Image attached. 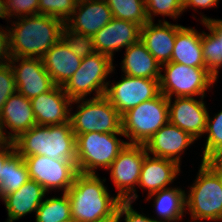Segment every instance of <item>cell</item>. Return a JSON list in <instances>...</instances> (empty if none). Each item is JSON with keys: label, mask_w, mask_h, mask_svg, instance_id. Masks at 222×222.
<instances>
[{"label": "cell", "mask_w": 222, "mask_h": 222, "mask_svg": "<svg viewBox=\"0 0 222 222\" xmlns=\"http://www.w3.org/2000/svg\"><path fill=\"white\" fill-rule=\"evenodd\" d=\"M7 23L11 57L42 58L65 36V23L44 14L25 16Z\"/></svg>", "instance_id": "cell-1"}, {"label": "cell", "mask_w": 222, "mask_h": 222, "mask_svg": "<svg viewBox=\"0 0 222 222\" xmlns=\"http://www.w3.org/2000/svg\"><path fill=\"white\" fill-rule=\"evenodd\" d=\"M200 163L185 191L186 214L190 215L186 222H222L221 162L214 159Z\"/></svg>", "instance_id": "cell-2"}, {"label": "cell", "mask_w": 222, "mask_h": 222, "mask_svg": "<svg viewBox=\"0 0 222 222\" xmlns=\"http://www.w3.org/2000/svg\"><path fill=\"white\" fill-rule=\"evenodd\" d=\"M99 175L78 173L66 192L74 222H93L117 212L121 200L116 194L112 195L105 184L107 179Z\"/></svg>", "instance_id": "cell-3"}, {"label": "cell", "mask_w": 222, "mask_h": 222, "mask_svg": "<svg viewBox=\"0 0 222 222\" xmlns=\"http://www.w3.org/2000/svg\"><path fill=\"white\" fill-rule=\"evenodd\" d=\"M23 157L42 155L52 160L76 161V136L71 122L60 125H35L14 141Z\"/></svg>", "instance_id": "cell-4"}, {"label": "cell", "mask_w": 222, "mask_h": 222, "mask_svg": "<svg viewBox=\"0 0 222 222\" xmlns=\"http://www.w3.org/2000/svg\"><path fill=\"white\" fill-rule=\"evenodd\" d=\"M114 64L109 56L87 49L80 67L62 88L71 100L103 96L108 78L116 73Z\"/></svg>", "instance_id": "cell-5"}, {"label": "cell", "mask_w": 222, "mask_h": 222, "mask_svg": "<svg viewBox=\"0 0 222 222\" xmlns=\"http://www.w3.org/2000/svg\"><path fill=\"white\" fill-rule=\"evenodd\" d=\"M123 133L90 132L76 137V167L78 173L98 174L107 170L127 141Z\"/></svg>", "instance_id": "cell-6"}, {"label": "cell", "mask_w": 222, "mask_h": 222, "mask_svg": "<svg viewBox=\"0 0 222 222\" xmlns=\"http://www.w3.org/2000/svg\"><path fill=\"white\" fill-rule=\"evenodd\" d=\"M70 122L76 137L90 132L123 133L121 115L104 95L72 100Z\"/></svg>", "instance_id": "cell-7"}, {"label": "cell", "mask_w": 222, "mask_h": 222, "mask_svg": "<svg viewBox=\"0 0 222 222\" xmlns=\"http://www.w3.org/2000/svg\"><path fill=\"white\" fill-rule=\"evenodd\" d=\"M160 73V92L167 98L207 97V92H212L218 83L207 68L189 67L177 62L162 64Z\"/></svg>", "instance_id": "cell-8"}, {"label": "cell", "mask_w": 222, "mask_h": 222, "mask_svg": "<svg viewBox=\"0 0 222 222\" xmlns=\"http://www.w3.org/2000/svg\"><path fill=\"white\" fill-rule=\"evenodd\" d=\"M122 132L128 144H145L169 122L168 98L157 97L140 103L122 116Z\"/></svg>", "instance_id": "cell-9"}, {"label": "cell", "mask_w": 222, "mask_h": 222, "mask_svg": "<svg viewBox=\"0 0 222 222\" xmlns=\"http://www.w3.org/2000/svg\"><path fill=\"white\" fill-rule=\"evenodd\" d=\"M146 152L143 144H126L106 170L121 201L134 203L139 199L137 186Z\"/></svg>", "instance_id": "cell-10"}, {"label": "cell", "mask_w": 222, "mask_h": 222, "mask_svg": "<svg viewBox=\"0 0 222 222\" xmlns=\"http://www.w3.org/2000/svg\"><path fill=\"white\" fill-rule=\"evenodd\" d=\"M117 82L109 80L104 96L122 116L140 103L157 97L159 79L132 77L122 74Z\"/></svg>", "instance_id": "cell-11"}, {"label": "cell", "mask_w": 222, "mask_h": 222, "mask_svg": "<svg viewBox=\"0 0 222 222\" xmlns=\"http://www.w3.org/2000/svg\"><path fill=\"white\" fill-rule=\"evenodd\" d=\"M30 180L36 181L48 193L67 192L78 174L76 161L52 160L48 156L34 155L24 158Z\"/></svg>", "instance_id": "cell-12"}, {"label": "cell", "mask_w": 222, "mask_h": 222, "mask_svg": "<svg viewBox=\"0 0 222 222\" xmlns=\"http://www.w3.org/2000/svg\"><path fill=\"white\" fill-rule=\"evenodd\" d=\"M87 49L85 42L65 35L43 55V65L55 85L63 86L72 77Z\"/></svg>", "instance_id": "cell-13"}, {"label": "cell", "mask_w": 222, "mask_h": 222, "mask_svg": "<svg viewBox=\"0 0 222 222\" xmlns=\"http://www.w3.org/2000/svg\"><path fill=\"white\" fill-rule=\"evenodd\" d=\"M112 19V11L105 0H78L73 14L65 22V35L87 43Z\"/></svg>", "instance_id": "cell-14"}, {"label": "cell", "mask_w": 222, "mask_h": 222, "mask_svg": "<svg viewBox=\"0 0 222 222\" xmlns=\"http://www.w3.org/2000/svg\"><path fill=\"white\" fill-rule=\"evenodd\" d=\"M141 26L118 18H113L86 43L87 48L109 56L113 61L116 52L126 49L140 40Z\"/></svg>", "instance_id": "cell-15"}, {"label": "cell", "mask_w": 222, "mask_h": 222, "mask_svg": "<svg viewBox=\"0 0 222 222\" xmlns=\"http://www.w3.org/2000/svg\"><path fill=\"white\" fill-rule=\"evenodd\" d=\"M206 97L168 98L169 122L189 133L197 141L205 133L209 107Z\"/></svg>", "instance_id": "cell-16"}, {"label": "cell", "mask_w": 222, "mask_h": 222, "mask_svg": "<svg viewBox=\"0 0 222 222\" xmlns=\"http://www.w3.org/2000/svg\"><path fill=\"white\" fill-rule=\"evenodd\" d=\"M17 92L27 99H32L50 91L55 84L45 70L42 58L10 57Z\"/></svg>", "instance_id": "cell-17"}, {"label": "cell", "mask_w": 222, "mask_h": 222, "mask_svg": "<svg viewBox=\"0 0 222 222\" xmlns=\"http://www.w3.org/2000/svg\"><path fill=\"white\" fill-rule=\"evenodd\" d=\"M195 141L189 133L168 122L144 146L149 155L175 161L181 166L183 155Z\"/></svg>", "instance_id": "cell-18"}, {"label": "cell", "mask_w": 222, "mask_h": 222, "mask_svg": "<svg viewBox=\"0 0 222 222\" xmlns=\"http://www.w3.org/2000/svg\"><path fill=\"white\" fill-rule=\"evenodd\" d=\"M35 125L36 119L31 99H27L19 92L13 93L0 112V133L2 138L14 141Z\"/></svg>", "instance_id": "cell-19"}, {"label": "cell", "mask_w": 222, "mask_h": 222, "mask_svg": "<svg viewBox=\"0 0 222 222\" xmlns=\"http://www.w3.org/2000/svg\"><path fill=\"white\" fill-rule=\"evenodd\" d=\"M72 100L62 86L55 85L50 91L31 99L36 125H60L70 122Z\"/></svg>", "instance_id": "cell-20"}, {"label": "cell", "mask_w": 222, "mask_h": 222, "mask_svg": "<svg viewBox=\"0 0 222 222\" xmlns=\"http://www.w3.org/2000/svg\"><path fill=\"white\" fill-rule=\"evenodd\" d=\"M141 27L140 40L160 65L170 62L177 31L183 26L159 18Z\"/></svg>", "instance_id": "cell-21"}, {"label": "cell", "mask_w": 222, "mask_h": 222, "mask_svg": "<svg viewBox=\"0 0 222 222\" xmlns=\"http://www.w3.org/2000/svg\"><path fill=\"white\" fill-rule=\"evenodd\" d=\"M181 169L175 161L147 154L141 167L137 188H141L142 193L147 191L146 196L170 188L181 174Z\"/></svg>", "instance_id": "cell-22"}, {"label": "cell", "mask_w": 222, "mask_h": 222, "mask_svg": "<svg viewBox=\"0 0 222 222\" xmlns=\"http://www.w3.org/2000/svg\"><path fill=\"white\" fill-rule=\"evenodd\" d=\"M47 193L36 181L29 180L17 191L6 195L1 200L7 211L6 222H15L28 214H36Z\"/></svg>", "instance_id": "cell-23"}, {"label": "cell", "mask_w": 222, "mask_h": 222, "mask_svg": "<svg viewBox=\"0 0 222 222\" xmlns=\"http://www.w3.org/2000/svg\"><path fill=\"white\" fill-rule=\"evenodd\" d=\"M152 200L153 216L157 222H183L186 216L185 189L177 185L145 196L146 202ZM155 210V211H154ZM186 222V221H185Z\"/></svg>", "instance_id": "cell-24"}, {"label": "cell", "mask_w": 222, "mask_h": 222, "mask_svg": "<svg viewBox=\"0 0 222 222\" xmlns=\"http://www.w3.org/2000/svg\"><path fill=\"white\" fill-rule=\"evenodd\" d=\"M197 14H200V19L192 14L193 18L198 20L208 31L203 30L201 39L205 68L218 80L219 70L222 69V19L206 16L203 12Z\"/></svg>", "instance_id": "cell-25"}, {"label": "cell", "mask_w": 222, "mask_h": 222, "mask_svg": "<svg viewBox=\"0 0 222 222\" xmlns=\"http://www.w3.org/2000/svg\"><path fill=\"white\" fill-rule=\"evenodd\" d=\"M123 57L119 63L121 74L124 73V75L139 78L160 79L161 65L141 40L127 47Z\"/></svg>", "instance_id": "cell-26"}, {"label": "cell", "mask_w": 222, "mask_h": 222, "mask_svg": "<svg viewBox=\"0 0 222 222\" xmlns=\"http://www.w3.org/2000/svg\"><path fill=\"white\" fill-rule=\"evenodd\" d=\"M202 31L191 26H182L176 33L170 62H177L189 67L205 68L202 53Z\"/></svg>", "instance_id": "cell-27"}, {"label": "cell", "mask_w": 222, "mask_h": 222, "mask_svg": "<svg viewBox=\"0 0 222 222\" xmlns=\"http://www.w3.org/2000/svg\"><path fill=\"white\" fill-rule=\"evenodd\" d=\"M30 180L29 170L24 158L15 150L4 162L0 181V200L17 191Z\"/></svg>", "instance_id": "cell-28"}, {"label": "cell", "mask_w": 222, "mask_h": 222, "mask_svg": "<svg viewBox=\"0 0 222 222\" xmlns=\"http://www.w3.org/2000/svg\"><path fill=\"white\" fill-rule=\"evenodd\" d=\"M42 201L35 214V222L73 221L71 205L66 192L59 196H48ZM48 196V197H47Z\"/></svg>", "instance_id": "cell-29"}, {"label": "cell", "mask_w": 222, "mask_h": 222, "mask_svg": "<svg viewBox=\"0 0 222 222\" xmlns=\"http://www.w3.org/2000/svg\"><path fill=\"white\" fill-rule=\"evenodd\" d=\"M208 111L201 161L218 159L222 155V109L213 116Z\"/></svg>", "instance_id": "cell-30"}, {"label": "cell", "mask_w": 222, "mask_h": 222, "mask_svg": "<svg viewBox=\"0 0 222 222\" xmlns=\"http://www.w3.org/2000/svg\"><path fill=\"white\" fill-rule=\"evenodd\" d=\"M113 18L133 22L141 27L148 21L144 0H105Z\"/></svg>", "instance_id": "cell-31"}, {"label": "cell", "mask_w": 222, "mask_h": 222, "mask_svg": "<svg viewBox=\"0 0 222 222\" xmlns=\"http://www.w3.org/2000/svg\"><path fill=\"white\" fill-rule=\"evenodd\" d=\"M39 0H0V19L7 22L38 14Z\"/></svg>", "instance_id": "cell-32"}, {"label": "cell", "mask_w": 222, "mask_h": 222, "mask_svg": "<svg viewBox=\"0 0 222 222\" xmlns=\"http://www.w3.org/2000/svg\"><path fill=\"white\" fill-rule=\"evenodd\" d=\"M144 3L149 21H155L159 15L177 21L184 13L183 4L179 0H144Z\"/></svg>", "instance_id": "cell-33"}, {"label": "cell", "mask_w": 222, "mask_h": 222, "mask_svg": "<svg viewBox=\"0 0 222 222\" xmlns=\"http://www.w3.org/2000/svg\"><path fill=\"white\" fill-rule=\"evenodd\" d=\"M78 0H39L38 14L55 17L64 23L71 17Z\"/></svg>", "instance_id": "cell-34"}, {"label": "cell", "mask_w": 222, "mask_h": 222, "mask_svg": "<svg viewBox=\"0 0 222 222\" xmlns=\"http://www.w3.org/2000/svg\"><path fill=\"white\" fill-rule=\"evenodd\" d=\"M17 92L14 72L9 62L0 64V112L7 99Z\"/></svg>", "instance_id": "cell-35"}, {"label": "cell", "mask_w": 222, "mask_h": 222, "mask_svg": "<svg viewBox=\"0 0 222 222\" xmlns=\"http://www.w3.org/2000/svg\"><path fill=\"white\" fill-rule=\"evenodd\" d=\"M132 202L121 201L117 208V222H157L149 214L134 209Z\"/></svg>", "instance_id": "cell-36"}, {"label": "cell", "mask_w": 222, "mask_h": 222, "mask_svg": "<svg viewBox=\"0 0 222 222\" xmlns=\"http://www.w3.org/2000/svg\"><path fill=\"white\" fill-rule=\"evenodd\" d=\"M6 24L7 25L5 26L3 24L0 25V64L8 62V60L11 57L10 47H9L8 23Z\"/></svg>", "instance_id": "cell-37"}, {"label": "cell", "mask_w": 222, "mask_h": 222, "mask_svg": "<svg viewBox=\"0 0 222 222\" xmlns=\"http://www.w3.org/2000/svg\"><path fill=\"white\" fill-rule=\"evenodd\" d=\"M220 0H186V2L183 4L184 12H186L188 9L193 10L195 13L200 12L199 9H212V8H218Z\"/></svg>", "instance_id": "cell-38"}, {"label": "cell", "mask_w": 222, "mask_h": 222, "mask_svg": "<svg viewBox=\"0 0 222 222\" xmlns=\"http://www.w3.org/2000/svg\"><path fill=\"white\" fill-rule=\"evenodd\" d=\"M14 151L15 145L13 141L3 139L0 142V181L2 180L3 164Z\"/></svg>", "instance_id": "cell-39"}, {"label": "cell", "mask_w": 222, "mask_h": 222, "mask_svg": "<svg viewBox=\"0 0 222 222\" xmlns=\"http://www.w3.org/2000/svg\"><path fill=\"white\" fill-rule=\"evenodd\" d=\"M93 222H117V212L111 217H107Z\"/></svg>", "instance_id": "cell-40"}, {"label": "cell", "mask_w": 222, "mask_h": 222, "mask_svg": "<svg viewBox=\"0 0 222 222\" xmlns=\"http://www.w3.org/2000/svg\"><path fill=\"white\" fill-rule=\"evenodd\" d=\"M218 160L222 163V155L218 158Z\"/></svg>", "instance_id": "cell-41"}, {"label": "cell", "mask_w": 222, "mask_h": 222, "mask_svg": "<svg viewBox=\"0 0 222 222\" xmlns=\"http://www.w3.org/2000/svg\"><path fill=\"white\" fill-rule=\"evenodd\" d=\"M221 183H222V163H221Z\"/></svg>", "instance_id": "cell-42"}, {"label": "cell", "mask_w": 222, "mask_h": 222, "mask_svg": "<svg viewBox=\"0 0 222 222\" xmlns=\"http://www.w3.org/2000/svg\"><path fill=\"white\" fill-rule=\"evenodd\" d=\"M182 4H184L186 2V0H179Z\"/></svg>", "instance_id": "cell-43"}, {"label": "cell", "mask_w": 222, "mask_h": 222, "mask_svg": "<svg viewBox=\"0 0 222 222\" xmlns=\"http://www.w3.org/2000/svg\"><path fill=\"white\" fill-rule=\"evenodd\" d=\"M3 140L2 136H1V133H0V142Z\"/></svg>", "instance_id": "cell-44"}]
</instances>
